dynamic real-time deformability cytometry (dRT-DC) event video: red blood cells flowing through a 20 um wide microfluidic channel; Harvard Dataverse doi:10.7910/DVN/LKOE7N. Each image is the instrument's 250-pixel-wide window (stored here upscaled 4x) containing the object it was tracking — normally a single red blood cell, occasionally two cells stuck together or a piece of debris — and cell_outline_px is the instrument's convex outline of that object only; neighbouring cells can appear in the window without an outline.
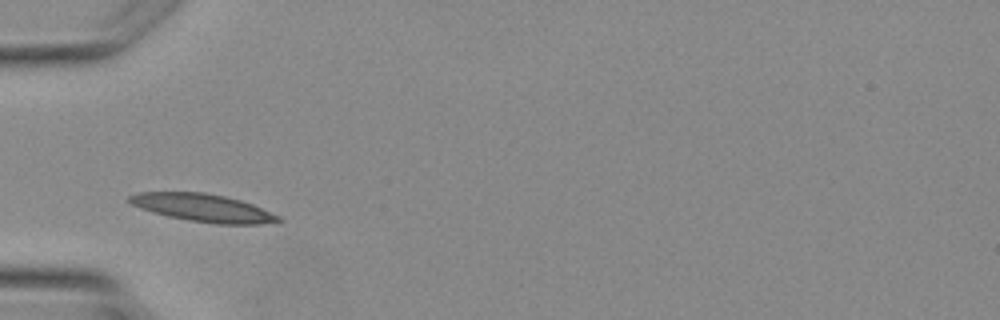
{"species": "Egyptian fruit bat (a non-hibernating species)", "species_latin": "Rousettus aegyptiacus", "temperature_condition": "warm", "stored_images_in_passage": 2, "camera_frame_rate_fps": 3000, "um_per_image_px": 0.085, "animal": {"sex": "female"}, "frame": {"image": 1, "passage_image": 1, "time_ms": 0.0, "image_size_px": [1000, 320], "cell_outline_px": [[284, 220], [260, 224], [220, 224], [188, 220], [168, 216], [152, 212], [140, 208], [132, 204], [128, 200], [128, 196], [140, 192], [204, 192], [224, 196], [240, 200], [252, 204], [280, 216]], "centroid_in_image_um": [17.25, 17.66], "position_along_channel_um": 67.7, "area_um2": 23.93}}
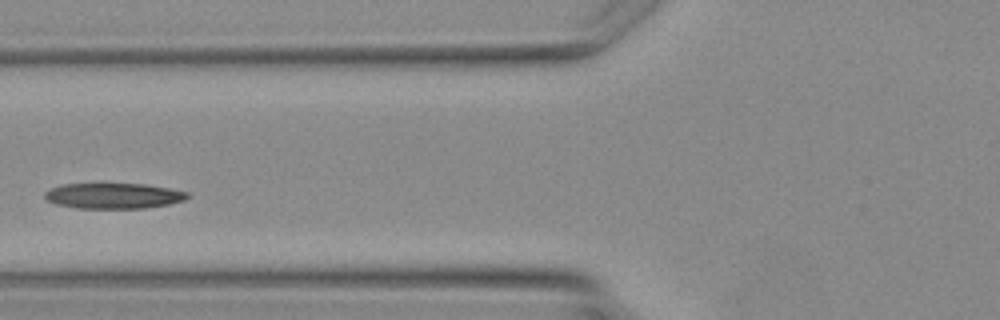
{"frame": {"image": 2, "passage_image": 2, "time_ms": 1.0, "image_size_px": [1000, 320], "cell_outline_px": [[192, 196], [184, 200], [168, 204], [148, 208], [76, 208], [56, 204], [44, 200], [44, 192], [48, 188], [64, 184], [100, 180], [148, 184], [188, 192]], "centroid_in_image_um": [9.59, 16.58], "position_along_channel_um": 116.2, "area_um2": 22.66}}